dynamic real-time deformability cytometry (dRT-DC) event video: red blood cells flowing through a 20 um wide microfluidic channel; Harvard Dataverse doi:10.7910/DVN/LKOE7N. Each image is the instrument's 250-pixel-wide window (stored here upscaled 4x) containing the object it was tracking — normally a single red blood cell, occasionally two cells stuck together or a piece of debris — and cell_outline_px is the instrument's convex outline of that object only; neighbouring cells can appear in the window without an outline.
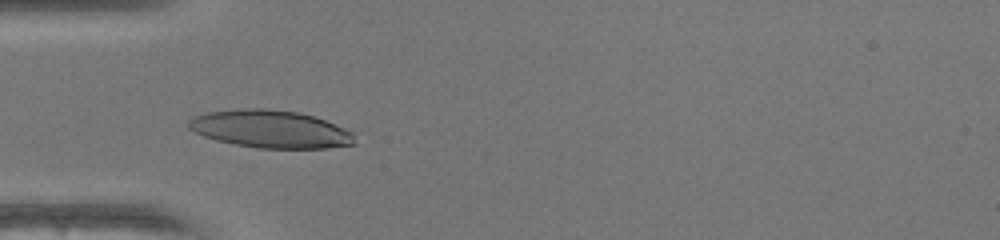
{"species": "human", "species_latin": "Homo sapiens", "temperature_condition": "warm", "stored_images_in_passage": 47, "camera_frame_rate_fps": 3000, "um_per_image_px": 0.085, "donor": {"sex": "female"}, "frame": {"image": 1, "passage_image": 13, "time_ms": 4.0, "image_size_px": [1000, 240], "cell_outline_px": [[356, 144], [328, 148], [260, 148], [236, 144], [216, 140], [204, 136], [188, 128], [188, 120], [192, 116], [208, 112], [244, 108], [264, 108], [300, 112], [324, 120], [344, 128], [352, 132]], "centroid_in_image_um": [22.97, 10.97], "position_along_channel_um": 62.0, "area_um2": 36.36}}
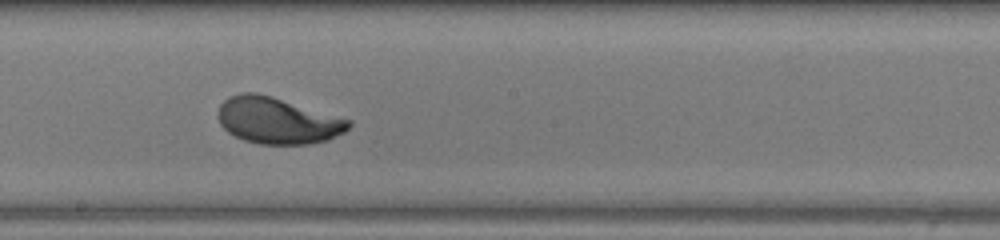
{"frame": {"image": 2, "passage_image": 25, "time_ms": 8.0, "image_size_px": [1000, 240], "cell_outline_px": [[352, 124], [344, 132], [328, 140], [308, 144], [260, 144], [244, 140], [228, 132], [220, 124], [216, 116], [216, 112], [220, 104], [228, 96], [240, 92], [256, 92], [272, 96], [352, 120]], "centroid_in_image_um": [23.56, 10.23], "position_along_channel_um": 224.6, "area_um2": 35.6}}
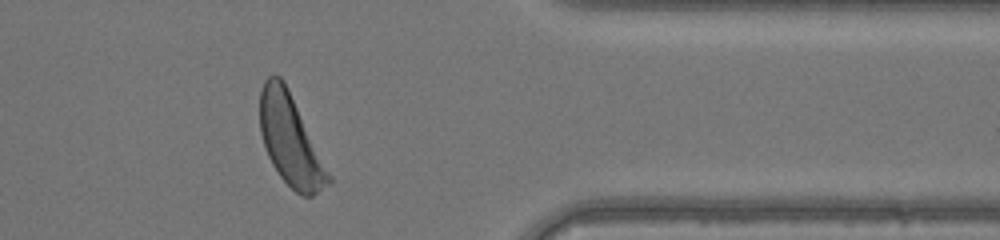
{"frame": {"image": 3, "passage_image": 38, "time_ms": 12.333, "image_size_px": [1000, 240], "cell_outline_px": [[332, 180], [328, 184], [312, 196], [304, 196], [296, 192], [280, 176], [272, 164], [268, 156], [260, 132], [260, 88], [264, 80], [272, 72], [280, 76], [284, 80], [332, 176]], "centroid_in_image_um": [24.67, 11.87], "position_along_channel_um": 386.7, "area_um2": 36.07}, "authors_computed_cell_mechanics": {"area_um2": 35.547, "velocity_mm_per_s": 4.1343, "shape_relaxation_time_tau1_ms": 2.8818, "shape_relaxation_time_tau2_ms": null, "deformation_change_tau1": 0.1806, "deformation_change_tau2": null}}